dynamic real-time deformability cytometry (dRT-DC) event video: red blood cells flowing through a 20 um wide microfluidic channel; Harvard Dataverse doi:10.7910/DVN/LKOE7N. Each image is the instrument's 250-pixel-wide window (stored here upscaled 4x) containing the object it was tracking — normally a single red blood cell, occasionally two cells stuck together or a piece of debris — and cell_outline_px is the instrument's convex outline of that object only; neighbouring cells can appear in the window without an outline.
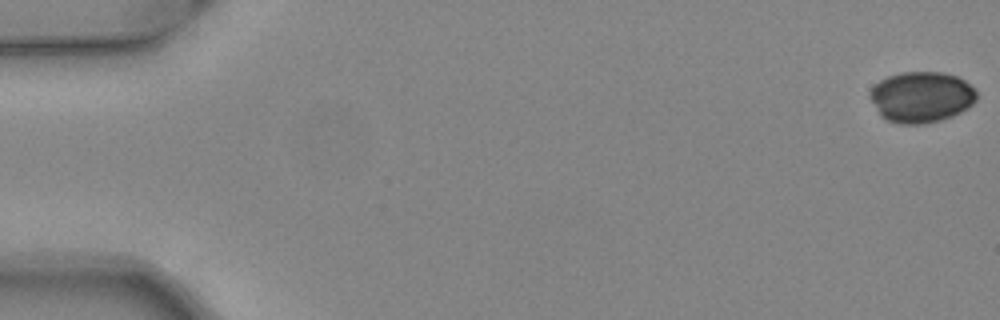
{"species": "common noctule bat (a hibernating species)", "species_latin": "Nyctalus noctula", "temperature_condition": "warm", "stored_images_in_passage": 51, "camera_frame_rate_fps": 3000, "um_per_image_px": 0.085, "animal": {"sex": "female", "body_mass_g": 24.6, "forearm_length_mm": 56.2}, "frame": {"image": 1, "passage_image": 1, "time_ms": 0.0, "image_size_px": [1000, 320], "cell_outline_px": [[976, 100], [968, 108], [952, 116], [940, 120], [924, 124], [900, 124], [888, 120], [880, 116], [868, 96], [868, 92], [880, 80], [888, 76], [900, 72], [944, 72], [956, 76], [964, 80], [976, 88]], "centroid_in_image_um": [78.31, 8.24], "position_along_channel_um": 6.7, "area_um2": 31.91}}
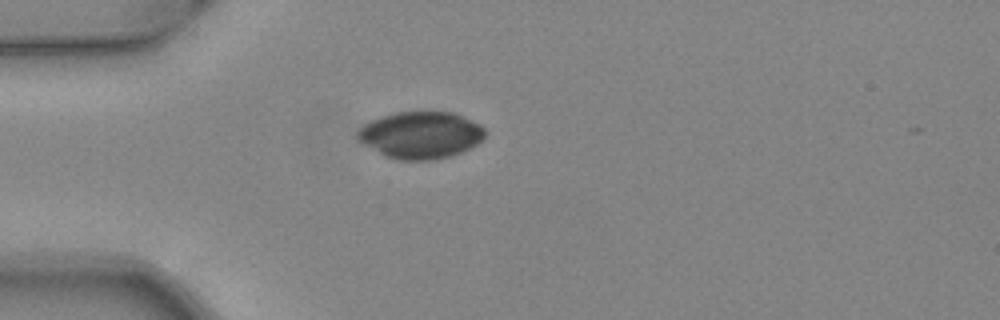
{"frame": {"image": 2, "passage_image": 15, "time_ms": 4.667, "image_size_px": [1000, 320], "cell_outline_px": [[488, 132], [476, 144], [452, 156], [432, 160], [396, 160], [384, 156], [364, 144], [356, 136], [356, 132], [364, 124], [380, 116], [396, 112], [452, 112], [480, 124]], "centroid_in_image_um": [35.74, 11.48], "position_along_channel_um": 49.3, "area_um2": 34.85}}
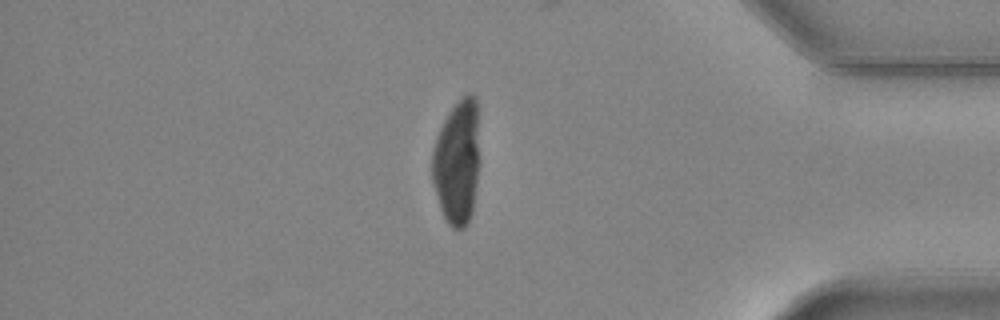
{"frame": {"image": 3, "passage_image": 44, "time_ms": 14.333, "image_size_px": [1000, 320], "cell_outline_px": [[480, 160], [472, 216], [468, 224], [464, 228], [452, 228], [448, 224], [440, 208], [432, 180], [432, 152], [440, 128], [444, 120], [452, 108], [468, 92], [472, 92], [476, 96]], "centroid_in_image_um": [38.89, 13.8], "position_along_channel_um": 396.3, "area_um2": 34.85}}